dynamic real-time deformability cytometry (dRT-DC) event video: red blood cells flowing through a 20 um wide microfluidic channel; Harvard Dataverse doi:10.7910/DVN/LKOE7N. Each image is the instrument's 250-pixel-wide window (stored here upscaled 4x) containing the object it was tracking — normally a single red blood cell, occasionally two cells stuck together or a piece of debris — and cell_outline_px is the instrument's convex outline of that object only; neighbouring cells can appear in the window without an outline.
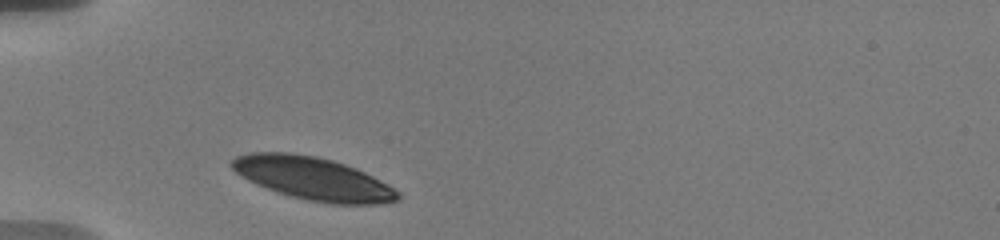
{"species": "human", "species_latin": "Homo sapiens", "temperature_condition": "warm", "stored_images_in_passage": 9, "camera_frame_rate_fps": 3000, "um_per_image_px": 0.085, "donor": {"sex": "male"}, "frame": {"image": 1, "passage_image": 1, "time_ms": 0.0, "image_size_px": [1000, 240], "cell_outline_px": [[400, 200], [380, 204], [328, 204], [308, 200], [292, 196], [256, 184], [240, 176], [228, 164], [236, 156], [248, 152], [288, 152], [316, 156], [332, 160], [356, 168], [388, 184], [400, 192]], "centroid_in_image_um": [26.61, 15.17], "position_along_channel_um": 58.4, "area_um2": 41.5}}
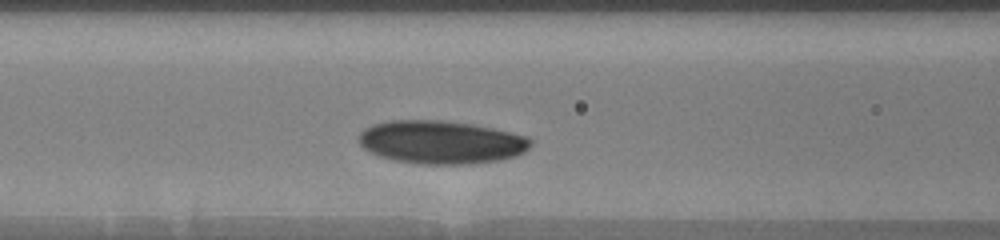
{"frame": {"image": 2, "passage_image": 6, "time_ms": 2.333, "image_size_px": [1000, 240], "cell_outline_px": [[532, 144], [524, 152], [516, 156], [496, 160], [468, 164], [420, 164], [396, 160], [380, 156], [368, 152], [356, 140], [360, 132], [364, 128], [372, 124], [388, 120], [440, 120], [472, 124], [492, 128], [524, 136], [532, 140]], "centroid_in_image_um": [37.43, 12.08], "position_along_channel_um": 129.2, "area_um2": 43.23}}
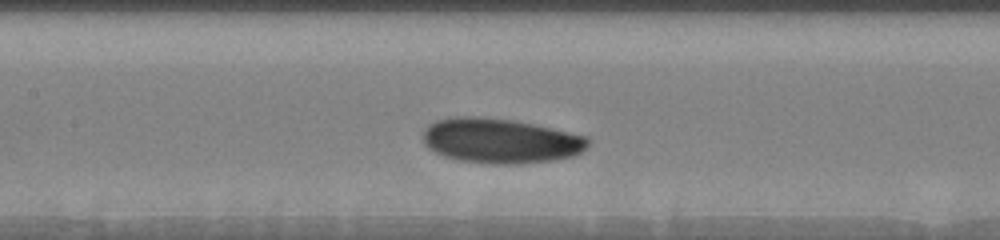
{"frame": {"image": 3, "passage_image": 8, "time_ms": 3.333, "image_size_px": [1000, 240], "cell_outline_px": [[588, 144], [580, 152], [572, 156], [556, 160], [524, 164], [492, 164], [456, 160], [444, 156], [428, 148], [424, 144], [424, 128], [428, 124], [436, 120], [456, 116], [480, 116], [512, 120], [552, 128], [588, 136]], "centroid_in_image_um": [42.51, 11.97], "position_along_channel_um": 164.9, "area_um2": 43.41}}